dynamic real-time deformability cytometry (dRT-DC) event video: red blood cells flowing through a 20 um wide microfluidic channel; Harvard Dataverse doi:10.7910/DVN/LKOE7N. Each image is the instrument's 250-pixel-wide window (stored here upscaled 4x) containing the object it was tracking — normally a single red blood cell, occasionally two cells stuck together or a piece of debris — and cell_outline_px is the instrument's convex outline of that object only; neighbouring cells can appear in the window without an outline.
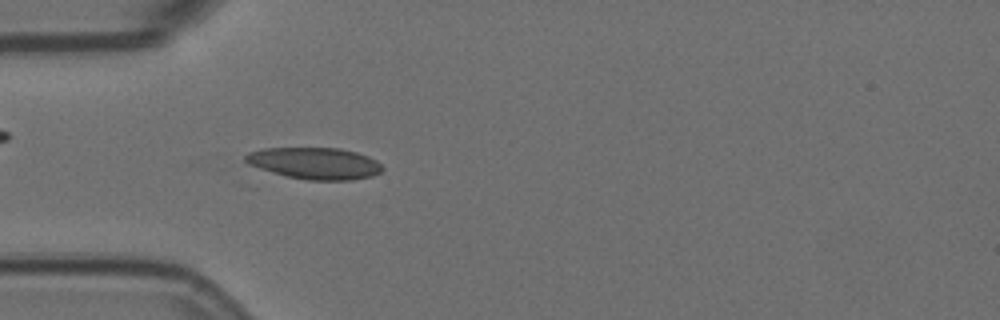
{"species": "Egyptian fruit bat (a non-hibernating species)", "species_latin": "Rousettus aegyptiacus", "temperature_condition": "room temperature", "stored_images_in_passage": 5, "camera_frame_rate_fps": 3000, "um_per_image_px": 0.085, "animal": {"sex": "female"}, "frame": {"image": 1, "passage_image": 5, "time_ms": 1.333, "image_size_px": [1000, 320], "cell_outline_px": [[384, 168], [380, 172], [372, 176], [352, 180], [308, 180], [288, 176], [272, 172], [248, 164], [244, 160], [244, 156], [248, 152], [264, 148], [340, 148], [356, 152], [368, 156], [376, 160]], "centroid_in_image_um": [26.76, 13.87], "position_along_channel_um": 58.2, "area_um2": 25.2}}